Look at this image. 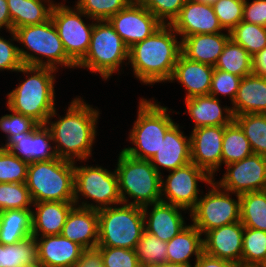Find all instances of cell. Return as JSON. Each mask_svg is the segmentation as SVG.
Segmentation results:
<instances>
[{"label": "cell", "mask_w": 266, "mask_h": 267, "mask_svg": "<svg viewBox=\"0 0 266 267\" xmlns=\"http://www.w3.org/2000/svg\"><path fill=\"white\" fill-rule=\"evenodd\" d=\"M57 112L55 108L46 122L57 156L73 162H87L93 155L92 149L96 142L101 114L99 108H93L81 96H76L72 98L64 116ZM54 118L58 119L52 121Z\"/></svg>", "instance_id": "1"}, {"label": "cell", "mask_w": 266, "mask_h": 267, "mask_svg": "<svg viewBox=\"0 0 266 267\" xmlns=\"http://www.w3.org/2000/svg\"><path fill=\"white\" fill-rule=\"evenodd\" d=\"M171 25H162L150 37L129 48L128 65L143 85L167 83L181 54V39ZM180 40V41H178Z\"/></svg>", "instance_id": "2"}, {"label": "cell", "mask_w": 266, "mask_h": 267, "mask_svg": "<svg viewBox=\"0 0 266 267\" xmlns=\"http://www.w3.org/2000/svg\"><path fill=\"white\" fill-rule=\"evenodd\" d=\"M25 75L7 96L6 107L46 124L56 108L55 86L58 70L51 67L23 65L16 73Z\"/></svg>", "instance_id": "3"}, {"label": "cell", "mask_w": 266, "mask_h": 267, "mask_svg": "<svg viewBox=\"0 0 266 267\" xmlns=\"http://www.w3.org/2000/svg\"><path fill=\"white\" fill-rule=\"evenodd\" d=\"M139 100L137 118L127 138L134 147L130 145L122 151L136 159L150 160L159 151L166 132L176 122L170 117L172 109L161 106L155 98L147 100L142 97Z\"/></svg>", "instance_id": "4"}, {"label": "cell", "mask_w": 266, "mask_h": 267, "mask_svg": "<svg viewBox=\"0 0 266 267\" xmlns=\"http://www.w3.org/2000/svg\"><path fill=\"white\" fill-rule=\"evenodd\" d=\"M21 60L24 65L76 69V64L67 56L57 29L52 20L19 27L14 30ZM26 50H25V49ZM43 58V59H42Z\"/></svg>", "instance_id": "5"}, {"label": "cell", "mask_w": 266, "mask_h": 267, "mask_svg": "<svg viewBox=\"0 0 266 267\" xmlns=\"http://www.w3.org/2000/svg\"><path fill=\"white\" fill-rule=\"evenodd\" d=\"M118 155L115 171L122 203L144 207L161 202L162 175L151 162L133 158L122 150Z\"/></svg>", "instance_id": "6"}, {"label": "cell", "mask_w": 266, "mask_h": 267, "mask_svg": "<svg viewBox=\"0 0 266 267\" xmlns=\"http://www.w3.org/2000/svg\"><path fill=\"white\" fill-rule=\"evenodd\" d=\"M26 186L33 203L74 202V162L57 157L29 163Z\"/></svg>", "instance_id": "7"}, {"label": "cell", "mask_w": 266, "mask_h": 267, "mask_svg": "<svg viewBox=\"0 0 266 267\" xmlns=\"http://www.w3.org/2000/svg\"><path fill=\"white\" fill-rule=\"evenodd\" d=\"M128 60L129 48L109 21L96 20L89 49L76 68H84L92 74H100L102 80L107 81L113 73L117 72L120 75L124 68L122 64L127 66Z\"/></svg>", "instance_id": "8"}, {"label": "cell", "mask_w": 266, "mask_h": 267, "mask_svg": "<svg viewBox=\"0 0 266 267\" xmlns=\"http://www.w3.org/2000/svg\"><path fill=\"white\" fill-rule=\"evenodd\" d=\"M143 209L121 203L98 210V246L134 250L144 232Z\"/></svg>", "instance_id": "9"}, {"label": "cell", "mask_w": 266, "mask_h": 267, "mask_svg": "<svg viewBox=\"0 0 266 267\" xmlns=\"http://www.w3.org/2000/svg\"><path fill=\"white\" fill-rule=\"evenodd\" d=\"M76 164L77 161L74 162V203L76 206L99 210L122 203L115 169L109 171L99 164L96 166Z\"/></svg>", "instance_id": "10"}, {"label": "cell", "mask_w": 266, "mask_h": 267, "mask_svg": "<svg viewBox=\"0 0 266 267\" xmlns=\"http://www.w3.org/2000/svg\"><path fill=\"white\" fill-rule=\"evenodd\" d=\"M208 186L207 193L199 198L189 215L191 223L203 235L209 230L240 221V195L234 194L237 199L232 198L233 193L222 189L214 180Z\"/></svg>", "instance_id": "11"}, {"label": "cell", "mask_w": 266, "mask_h": 267, "mask_svg": "<svg viewBox=\"0 0 266 267\" xmlns=\"http://www.w3.org/2000/svg\"><path fill=\"white\" fill-rule=\"evenodd\" d=\"M85 19H82V18ZM92 21L87 23L84 21ZM51 20L55 25L67 56L77 65L86 55L96 20L89 18L76 5L63 1L54 5Z\"/></svg>", "instance_id": "12"}, {"label": "cell", "mask_w": 266, "mask_h": 267, "mask_svg": "<svg viewBox=\"0 0 266 267\" xmlns=\"http://www.w3.org/2000/svg\"><path fill=\"white\" fill-rule=\"evenodd\" d=\"M164 177L161 179V201L187 209L188 215L204 193L198 188L199 181L207 185L213 181L204 169L194 163L170 171Z\"/></svg>", "instance_id": "13"}, {"label": "cell", "mask_w": 266, "mask_h": 267, "mask_svg": "<svg viewBox=\"0 0 266 267\" xmlns=\"http://www.w3.org/2000/svg\"><path fill=\"white\" fill-rule=\"evenodd\" d=\"M223 177L216 181L222 189L242 195L266 190V157L252 154L238 162L225 166Z\"/></svg>", "instance_id": "14"}, {"label": "cell", "mask_w": 266, "mask_h": 267, "mask_svg": "<svg viewBox=\"0 0 266 267\" xmlns=\"http://www.w3.org/2000/svg\"><path fill=\"white\" fill-rule=\"evenodd\" d=\"M128 48L150 37L163 24L138 0L108 19Z\"/></svg>", "instance_id": "15"}, {"label": "cell", "mask_w": 266, "mask_h": 267, "mask_svg": "<svg viewBox=\"0 0 266 267\" xmlns=\"http://www.w3.org/2000/svg\"><path fill=\"white\" fill-rule=\"evenodd\" d=\"M224 126H204L190 134L191 163L204 169L213 179L222 166Z\"/></svg>", "instance_id": "16"}, {"label": "cell", "mask_w": 266, "mask_h": 267, "mask_svg": "<svg viewBox=\"0 0 266 267\" xmlns=\"http://www.w3.org/2000/svg\"><path fill=\"white\" fill-rule=\"evenodd\" d=\"M51 132L46 124H39L32 132H23L12 135L5 144V150L28 164L38 161H49L57 158Z\"/></svg>", "instance_id": "17"}, {"label": "cell", "mask_w": 266, "mask_h": 267, "mask_svg": "<svg viewBox=\"0 0 266 267\" xmlns=\"http://www.w3.org/2000/svg\"><path fill=\"white\" fill-rule=\"evenodd\" d=\"M142 209L145 231L162 241L169 242L188 226L182 215V211L187 213L188 210L180 206L161 201L144 206Z\"/></svg>", "instance_id": "18"}, {"label": "cell", "mask_w": 266, "mask_h": 267, "mask_svg": "<svg viewBox=\"0 0 266 267\" xmlns=\"http://www.w3.org/2000/svg\"><path fill=\"white\" fill-rule=\"evenodd\" d=\"M243 233L240 221L209 230L203 235L204 252L241 267Z\"/></svg>", "instance_id": "19"}, {"label": "cell", "mask_w": 266, "mask_h": 267, "mask_svg": "<svg viewBox=\"0 0 266 267\" xmlns=\"http://www.w3.org/2000/svg\"><path fill=\"white\" fill-rule=\"evenodd\" d=\"M183 39L196 34H216L225 31L214 13L212 5L186 0L179 16L171 24ZM182 37V38H181Z\"/></svg>", "instance_id": "20"}, {"label": "cell", "mask_w": 266, "mask_h": 267, "mask_svg": "<svg viewBox=\"0 0 266 267\" xmlns=\"http://www.w3.org/2000/svg\"><path fill=\"white\" fill-rule=\"evenodd\" d=\"M183 126L175 123L165 134L159 151L149 160L155 170L163 176L161 169L173 171L191 163L190 135L185 136Z\"/></svg>", "instance_id": "21"}, {"label": "cell", "mask_w": 266, "mask_h": 267, "mask_svg": "<svg viewBox=\"0 0 266 267\" xmlns=\"http://www.w3.org/2000/svg\"><path fill=\"white\" fill-rule=\"evenodd\" d=\"M34 238L37 242L38 263L42 267H74L84 250L61 234Z\"/></svg>", "instance_id": "22"}, {"label": "cell", "mask_w": 266, "mask_h": 267, "mask_svg": "<svg viewBox=\"0 0 266 267\" xmlns=\"http://www.w3.org/2000/svg\"><path fill=\"white\" fill-rule=\"evenodd\" d=\"M213 71V66L190 60L181 53L169 83L177 81L184 87V99L209 95Z\"/></svg>", "instance_id": "23"}, {"label": "cell", "mask_w": 266, "mask_h": 267, "mask_svg": "<svg viewBox=\"0 0 266 267\" xmlns=\"http://www.w3.org/2000/svg\"><path fill=\"white\" fill-rule=\"evenodd\" d=\"M186 109L184 113L194 122V128L204 126H227L234 121L230 106L221 105V100L211 95L195 96L184 99Z\"/></svg>", "instance_id": "24"}, {"label": "cell", "mask_w": 266, "mask_h": 267, "mask_svg": "<svg viewBox=\"0 0 266 267\" xmlns=\"http://www.w3.org/2000/svg\"><path fill=\"white\" fill-rule=\"evenodd\" d=\"M61 235L84 249L98 246V210L74 206L66 219Z\"/></svg>", "instance_id": "25"}, {"label": "cell", "mask_w": 266, "mask_h": 267, "mask_svg": "<svg viewBox=\"0 0 266 267\" xmlns=\"http://www.w3.org/2000/svg\"><path fill=\"white\" fill-rule=\"evenodd\" d=\"M229 39V31L190 35L181 39V53L190 60L214 67Z\"/></svg>", "instance_id": "26"}, {"label": "cell", "mask_w": 266, "mask_h": 267, "mask_svg": "<svg viewBox=\"0 0 266 267\" xmlns=\"http://www.w3.org/2000/svg\"><path fill=\"white\" fill-rule=\"evenodd\" d=\"M74 202H37L32 208V236H49L61 234Z\"/></svg>", "instance_id": "27"}, {"label": "cell", "mask_w": 266, "mask_h": 267, "mask_svg": "<svg viewBox=\"0 0 266 267\" xmlns=\"http://www.w3.org/2000/svg\"><path fill=\"white\" fill-rule=\"evenodd\" d=\"M231 109L234 116L266 114V78L253 73L242 77Z\"/></svg>", "instance_id": "28"}, {"label": "cell", "mask_w": 266, "mask_h": 267, "mask_svg": "<svg viewBox=\"0 0 266 267\" xmlns=\"http://www.w3.org/2000/svg\"><path fill=\"white\" fill-rule=\"evenodd\" d=\"M203 234L192 224H188L179 234L167 242V262L192 265L204 252Z\"/></svg>", "instance_id": "29"}, {"label": "cell", "mask_w": 266, "mask_h": 267, "mask_svg": "<svg viewBox=\"0 0 266 267\" xmlns=\"http://www.w3.org/2000/svg\"><path fill=\"white\" fill-rule=\"evenodd\" d=\"M12 31L51 19L54 0H7Z\"/></svg>", "instance_id": "30"}, {"label": "cell", "mask_w": 266, "mask_h": 267, "mask_svg": "<svg viewBox=\"0 0 266 267\" xmlns=\"http://www.w3.org/2000/svg\"><path fill=\"white\" fill-rule=\"evenodd\" d=\"M32 236V209L0 212V243L13 245Z\"/></svg>", "instance_id": "31"}, {"label": "cell", "mask_w": 266, "mask_h": 267, "mask_svg": "<svg viewBox=\"0 0 266 267\" xmlns=\"http://www.w3.org/2000/svg\"><path fill=\"white\" fill-rule=\"evenodd\" d=\"M240 222L266 232V190L240 195Z\"/></svg>", "instance_id": "32"}, {"label": "cell", "mask_w": 266, "mask_h": 267, "mask_svg": "<svg viewBox=\"0 0 266 267\" xmlns=\"http://www.w3.org/2000/svg\"><path fill=\"white\" fill-rule=\"evenodd\" d=\"M214 69L223 70L239 77L253 73L252 56L231 38L227 41Z\"/></svg>", "instance_id": "33"}, {"label": "cell", "mask_w": 266, "mask_h": 267, "mask_svg": "<svg viewBox=\"0 0 266 267\" xmlns=\"http://www.w3.org/2000/svg\"><path fill=\"white\" fill-rule=\"evenodd\" d=\"M252 154L249 141L240 126L235 121L224 126L222 165L238 162Z\"/></svg>", "instance_id": "34"}, {"label": "cell", "mask_w": 266, "mask_h": 267, "mask_svg": "<svg viewBox=\"0 0 266 267\" xmlns=\"http://www.w3.org/2000/svg\"><path fill=\"white\" fill-rule=\"evenodd\" d=\"M234 121L243 130L253 154L266 157V114H241Z\"/></svg>", "instance_id": "35"}, {"label": "cell", "mask_w": 266, "mask_h": 267, "mask_svg": "<svg viewBox=\"0 0 266 267\" xmlns=\"http://www.w3.org/2000/svg\"><path fill=\"white\" fill-rule=\"evenodd\" d=\"M38 262L37 242L30 236L13 245L0 243V267H19Z\"/></svg>", "instance_id": "36"}, {"label": "cell", "mask_w": 266, "mask_h": 267, "mask_svg": "<svg viewBox=\"0 0 266 267\" xmlns=\"http://www.w3.org/2000/svg\"><path fill=\"white\" fill-rule=\"evenodd\" d=\"M241 267H259L266 258V232L244 227Z\"/></svg>", "instance_id": "37"}, {"label": "cell", "mask_w": 266, "mask_h": 267, "mask_svg": "<svg viewBox=\"0 0 266 267\" xmlns=\"http://www.w3.org/2000/svg\"><path fill=\"white\" fill-rule=\"evenodd\" d=\"M229 33L230 38L251 56L266 47V27L241 21Z\"/></svg>", "instance_id": "38"}, {"label": "cell", "mask_w": 266, "mask_h": 267, "mask_svg": "<svg viewBox=\"0 0 266 267\" xmlns=\"http://www.w3.org/2000/svg\"><path fill=\"white\" fill-rule=\"evenodd\" d=\"M134 250L141 267H150L167 262V242L145 230Z\"/></svg>", "instance_id": "39"}, {"label": "cell", "mask_w": 266, "mask_h": 267, "mask_svg": "<svg viewBox=\"0 0 266 267\" xmlns=\"http://www.w3.org/2000/svg\"><path fill=\"white\" fill-rule=\"evenodd\" d=\"M33 200L26 183H0V212L32 209Z\"/></svg>", "instance_id": "40"}, {"label": "cell", "mask_w": 266, "mask_h": 267, "mask_svg": "<svg viewBox=\"0 0 266 267\" xmlns=\"http://www.w3.org/2000/svg\"><path fill=\"white\" fill-rule=\"evenodd\" d=\"M132 0H77L76 6L89 18L108 20L124 9Z\"/></svg>", "instance_id": "41"}, {"label": "cell", "mask_w": 266, "mask_h": 267, "mask_svg": "<svg viewBox=\"0 0 266 267\" xmlns=\"http://www.w3.org/2000/svg\"><path fill=\"white\" fill-rule=\"evenodd\" d=\"M28 163L0 147V183H26Z\"/></svg>", "instance_id": "42"}, {"label": "cell", "mask_w": 266, "mask_h": 267, "mask_svg": "<svg viewBox=\"0 0 266 267\" xmlns=\"http://www.w3.org/2000/svg\"><path fill=\"white\" fill-rule=\"evenodd\" d=\"M245 0H218L212 5L219 23L225 31H231L243 18Z\"/></svg>", "instance_id": "43"}, {"label": "cell", "mask_w": 266, "mask_h": 267, "mask_svg": "<svg viewBox=\"0 0 266 267\" xmlns=\"http://www.w3.org/2000/svg\"><path fill=\"white\" fill-rule=\"evenodd\" d=\"M163 25H171L179 16L186 0H138Z\"/></svg>", "instance_id": "44"}, {"label": "cell", "mask_w": 266, "mask_h": 267, "mask_svg": "<svg viewBox=\"0 0 266 267\" xmlns=\"http://www.w3.org/2000/svg\"><path fill=\"white\" fill-rule=\"evenodd\" d=\"M241 79L242 77L233 75L229 72L214 69L209 95L218 99L219 95L227 96L232 104L236 97Z\"/></svg>", "instance_id": "45"}, {"label": "cell", "mask_w": 266, "mask_h": 267, "mask_svg": "<svg viewBox=\"0 0 266 267\" xmlns=\"http://www.w3.org/2000/svg\"><path fill=\"white\" fill-rule=\"evenodd\" d=\"M11 114L0 117V130L5 134L7 141L12 135L23 132H32L39 124L28 116L7 108Z\"/></svg>", "instance_id": "46"}, {"label": "cell", "mask_w": 266, "mask_h": 267, "mask_svg": "<svg viewBox=\"0 0 266 267\" xmlns=\"http://www.w3.org/2000/svg\"><path fill=\"white\" fill-rule=\"evenodd\" d=\"M104 267H141L135 250L120 247H97Z\"/></svg>", "instance_id": "47"}, {"label": "cell", "mask_w": 266, "mask_h": 267, "mask_svg": "<svg viewBox=\"0 0 266 267\" xmlns=\"http://www.w3.org/2000/svg\"><path fill=\"white\" fill-rule=\"evenodd\" d=\"M11 39L0 36V71L17 72L24 64L19 53V46L14 31H9ZM15 44V45H14Z\"/></svg>", "instance_id": "48"}, {"label": "cell", "mask_w": 266, "mask_h": 267, "mask_svg": "<svg viewBox=\"0 0 266 267\" xmlns=\"http://www.w3.org/2000/svg\"><path fill=\"white\" fill-rule=\"evenodd\" d=\"M242 21L266 27V0H245Z\"/></svg>", "instance_id": "49"}, {"label": "cell", "mask_w": 266, "mask_h": 267, "mask_svg": "<svg viewBox=\"0 0 266 267\" xmlns=\"http://www.w3.org/2000/svg\"><path fill=\"white\" fill-rule=\"evenodd\" d=\"M74 267H104L100 250L97 247L84 249Z\"/></svg>", "instance_id": "50"}, {"label": "cell", "mask_w": 266, "mask_h": 267, "mask_svg": "<svg viewBox=\"0 0 266 267\" xmlns=\"http://www.w3.org/2000/svg\"><path fill=\"white\" fill-rule=\"evenodd\" d=\"M192 267H238L230 261L210 256L203 252Z\"/></svg>", "instance_id": "51"}, {"label": "cell", "mask_w": 266, "mask_h": 267, "mask_svg": "<svg viewBox=\"0 0 266 267\" xmlns=\"http://www.w3.org/2000/svg\"><path fill=\"white\" fill-rule=\"evenodd\" d=\"M253 74L266 78V47L252 56Z\"/></svg>", "instance_id": "52"}, {"label": "cell", "mask_w": 266, "mask_h": 267, "mask_svg": "<svg viewBox=\"0 0 266 267\" xmlns=\"http://www.w3.org/2000/svg\"><path fill=\"white\" fill-rule=\"evenodd\" d=\"M2 29L6 30V32L12 31V22L7 0H0V31Z\"/></svg>", "instance_id": "53"}, {"label": "cell", "mask_w": 266, "mask_h": 267, "mask_svg": "<svg viewBox=\"0 0 266 267\" xmlns=\"http://www.w3.org/2000/svg\"><path fill=\"white\" fill-rule=\"evenodd\" d=\"M150 267H192V265H185V264H179V263H171V262H164L162 264L153 265Z\"/></svg>", "instance_id": "54"}, {"label": "cell", "mask_w": 266, "mask_h": 267, "mask_svg": "<svg viewBox=\"0 0 266 267\" xmlns=\"http://www.w3.org/2000/svg\"><path fill=\"white\" fill-rule=\"evenodd\" d=\"M192 1H195V2H198V3H204V4L213 5L218 0H192Z\"/></svg>", "instance_id": "55"}, {"label": "cell", "mask_w": 266, "mask_h": 267, "mask_svg": "<svg viewBox=\"0 0 266 267\" xmlns=\"http://www.w3.org/2000/svg\"><path fill=\"white\" fill-rule=\"evenodd\" d=\"M19 267H42V266L38 262H34V263H31V264L22 265V266H19Z\"/></svg>", "instance_id": "56"}, {"label": "cell", "mask_w": 266, "mask_h": 267, "mask_svg": "<svg viewBox=\"0 0 266 267\" xmlns=\"http://www.w3.org/2000/svg\"><path fill=\"white\" fill-rule=\"evenodd\" d=\"M259 267H266V258L265 260L261 263V265Z\"/></svg>", "instance_id": "57"}]
</instances>
